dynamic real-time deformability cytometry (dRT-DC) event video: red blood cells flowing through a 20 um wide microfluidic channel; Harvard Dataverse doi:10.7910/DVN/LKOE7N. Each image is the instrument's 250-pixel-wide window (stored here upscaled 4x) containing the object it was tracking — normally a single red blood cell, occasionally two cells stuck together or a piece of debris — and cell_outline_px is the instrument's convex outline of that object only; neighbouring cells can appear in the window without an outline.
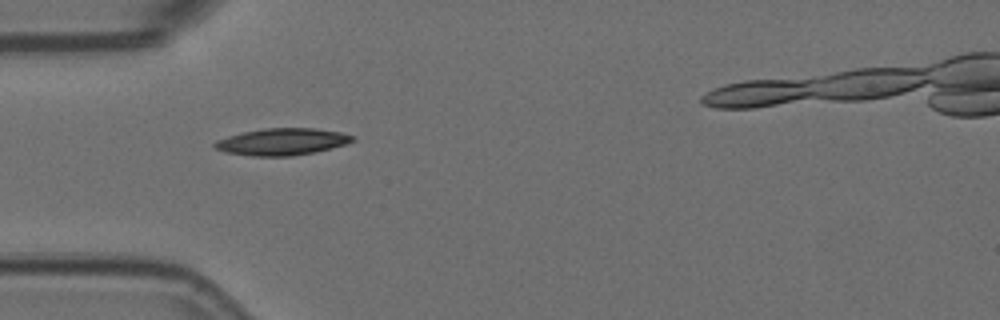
{"species": "Egyptian fruit bat (a non-hibernating species)", "species_latin": "Rousettus aegyptiacus", "temperature_condition": "room temperature", "stored_images_in_passage": 14, "camera_frame_rate_fps": 3000, "um_per_image_px": 0.085, "animal": {"sex": "female"}, "frame": {"image": 1, "passage_image": 4, "time_ms": 1.0, "image_size_px": [1000, 320], "cell_outline_px": [[356, 140], [332, 148], [292, 156], [252, 156], [224, 152], [212, 148], [212, 144], [216, 140], [228, 136], [244, 132], [264, 128], [316, 128], [340, 132], [356, 136]], "centroid_in_image_um": [23.95, 12.05], "position_along_channel_um": 61.0, "area_um2": 21.68}}
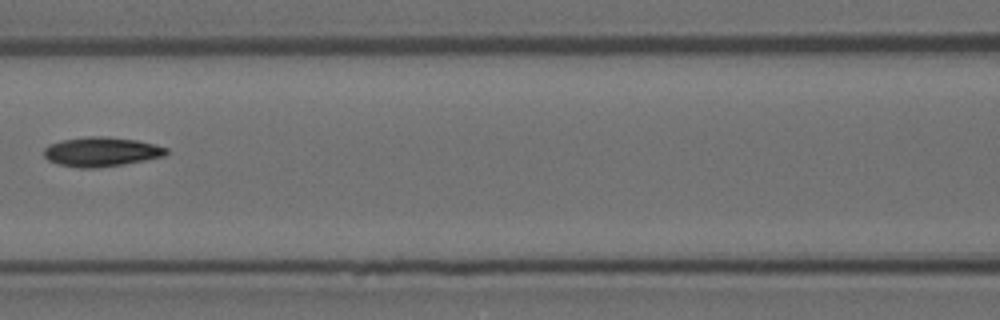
{"frame": {"image": 2, "passage_image": 6, "time_ms": 1.667, "image_size_px": [1000, 320], "cell_outline_px": [[168, 152], [164, 156], [124, 164], [96, 168], [76, 168], [56, 164], [48, 160], [44, 156], [44, 148], [48, 144], [60, 140], [88, 136], [104, 136], [136, 140], [156, 144], [168, 148]], "centroid_in_image_um": [8.58, 12.9], "position_along_channel_um": 158.0, "area_um2": 21.21}}
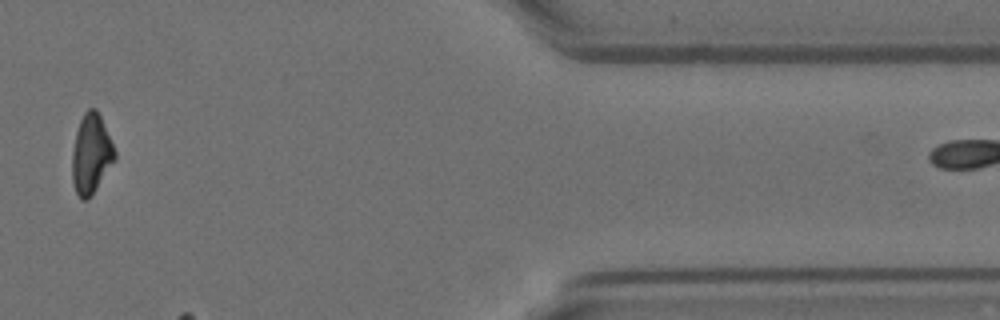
{"frame": {"image": 3, "passage_image": 13, "time_ms": 4.0, "image_size_px": [1000, 320], "cell_outline_px": [[116, 160], [88, 200], [80, 200], [72, 184], [72, 152], [76, 132], [80, 120], [84, 112], [88, 108], [96, 108], [100, 116], [116, 152]], "centroid_in_image_um": [7.74, 13.12], "position_along_channel_um": 403.7, "area_um2": 19.83}}